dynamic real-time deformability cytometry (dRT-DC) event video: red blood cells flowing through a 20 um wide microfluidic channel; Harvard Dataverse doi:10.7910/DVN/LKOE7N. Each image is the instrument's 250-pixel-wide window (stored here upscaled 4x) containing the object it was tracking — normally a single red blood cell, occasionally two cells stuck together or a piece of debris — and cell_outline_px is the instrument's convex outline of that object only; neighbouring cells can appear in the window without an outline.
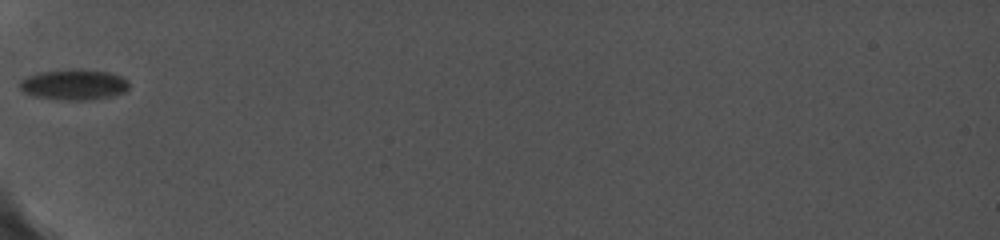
{"species": "common noctule bat (a hibernating species)", "species_latin": "Nyctalus noctula", "temperature_condition": "cold", "stored_images_in_passage": 20, "camera_frame_rate_fps": 5000, "um_per_image_px": 0.085, "animal": {"sex": "female", "body_mass_g": 19.0, "forearm_length_mm": 56.7}, "frame": {"image": 1, "passage_image": 1, "time_ms": 0.0, "image_size_px": [1000, 240], "cell_outline_px": [[128, 88], [124, 92], [108, 96], [84, 100], [68, 100], [36, 96], [24, 92], [20, 88], [20, 80], [28, 76], [40, 72], [72, 68], [76, 68], [108, 72], [120, 76], [128, 80]], "centroid_in_image_um": [6.28, 7.17], "position_along_channel_um": 78.7, "area_um2": 19.25}}
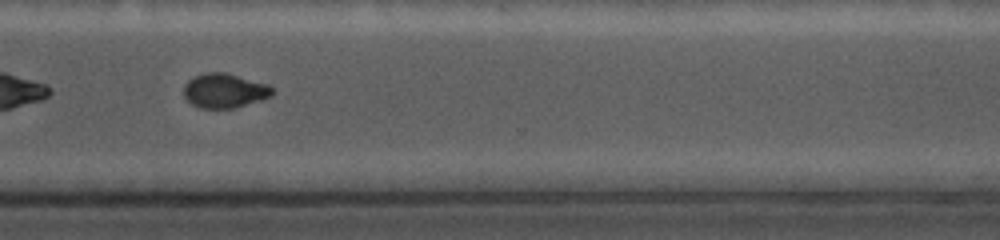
{"frame": {"image": 2, "passage_image": 15, "time_ms": 7.2, "image_size_px": [1000, 240], "cell_outline_px": [[272, 96], [260, 100], [232, 108], [200, 108], [192, 104], [184, 96], [184, 84], [188, 80], [204, 72], [224, 72], [268, 84], [272, 88]], "centroid_in_image_um": [19.06, 7.7], "position_along_channel_um": 351.5, "area_um2": 17.57}}
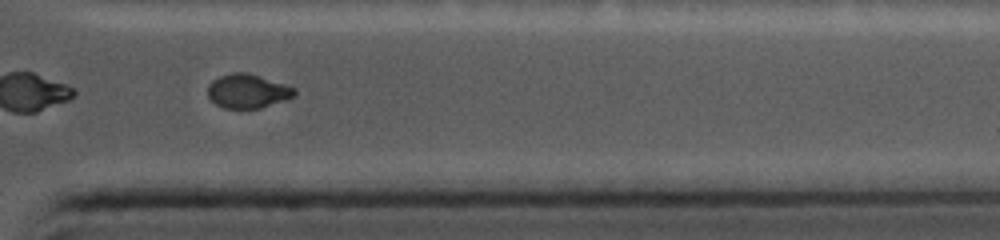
{"frame": {"image": 3, "passage_image": 17, "time_ms": 8.2, "image_size_px": [1000, 240], "cell_outline_px": [[296, 92], [292, 96], [284, 100], [260, 108], [224, 108], [216, 104], [208, 96], [208, 84], [212, 80], [220, 76], [232, 72], [248, 72], [296, 88]], "centroid_in_image_um": [21.02, 7.73], "position_along_channel_um": 390.4, "area_um2": 17.05}, "authors_computed_cell_mechanics": {"area_um2": 18.9295, "velocity_mm_per_s": 3.8002, "shape_relaxation_time_tau1_ms": null, "shape_relaxation_time_tau2_ms": 0.5753, "deformation_change_tau1": null, "deformation_change_tau2": 0.0408}}